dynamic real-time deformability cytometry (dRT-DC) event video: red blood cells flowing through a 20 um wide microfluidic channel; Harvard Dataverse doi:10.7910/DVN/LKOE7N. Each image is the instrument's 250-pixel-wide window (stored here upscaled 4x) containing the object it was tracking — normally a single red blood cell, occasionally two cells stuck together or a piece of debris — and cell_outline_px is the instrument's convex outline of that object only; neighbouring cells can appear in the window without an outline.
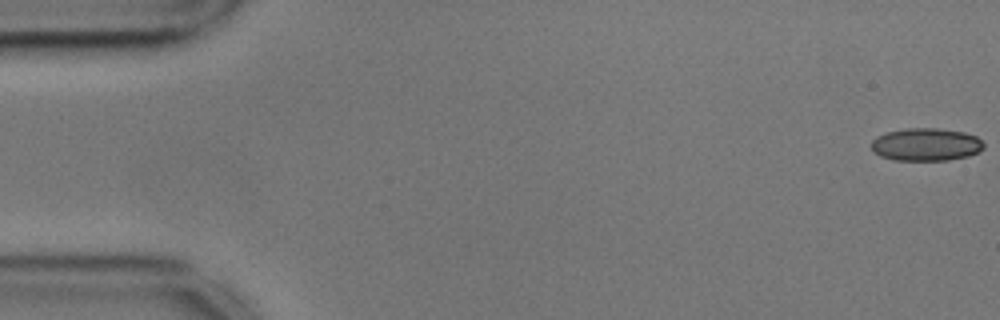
{"species": "common noctule bat (a hibernating species)", "species_latin": "Nyctalus noctula", "temperature_condition": "cold", "stored_images_in_passage": 49, "camera_frame_rate_fps": 3000, "um_per_image_px": 0.085, "animal": {"sex": "male", "body_mass_g": 17.9, "forearm_length_mm": 54.2}, "frame": {"image": 1, "passage_image": 1, "time_ms": 0.0, "image_size_px": [1000, 320], "cell_outline_px": [[984, 148], [980, 152], [968, 156], [948, 160], [892, 160], [880, 156], [872, 152], [872, 140], [876, 136], [888, 132], [904, 128], [936, 128], [964, 132], [976, 136], [984, 144]], "centroid_in_image_um": [78.7, 12.29], "position_along_channel_um": 6.3, "area_um2": 21.62}}
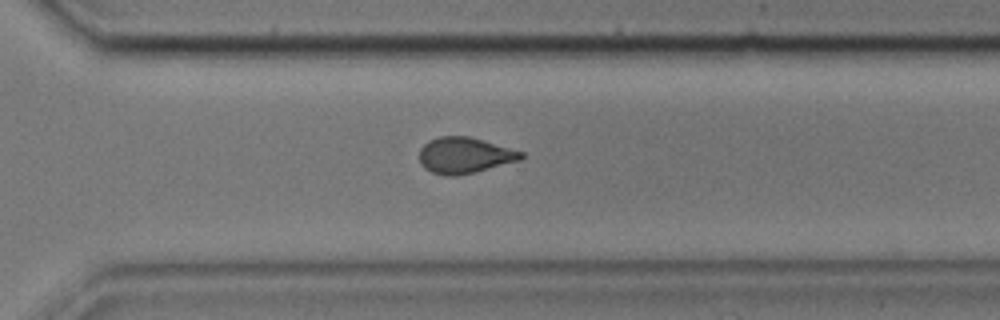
{"frame": {"image": 2, "passage_image": 39, "time_ms": 12.667, "image_size_px": [1000, 320], "cell_outline_px": [[524, 156], [520, 160], [476, 172], [456, 176], [448, 176], [432, 172], [424, 168], [420, 164], [420, 148], [428, 140], [440, 136], [468, 136], [524, 152]], "centroid_in_image_um": [39.47, 13.21], "position_along_channel_um": 331.1, "area_um2": 21.33}}
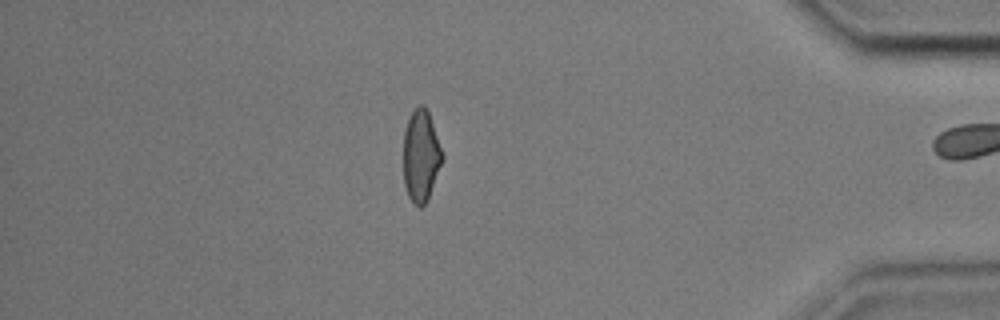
{"frame": {"image": 3, "passage_image": 48, "time_ms": 15.667, "image_size_px": [1000, 320], "cell_outline_px": [[444, 156], [428, 200], [420, 208], [408, 196], [404, 184], [404, 132], [408, 120], [412, 112], [420, 104], [424, 104], [428, 112]], "centroid_in_image_um": [35.78, 13.26], "position_along_channel_um": 399.4, "area_um2": 20.52}, "authors_computed_cell_mechanics": {"area_um2": 21.675, "velocity_mm_per_s": 3.6038, "shape_relaxation_time_tau1_ms": 9.4442, "shape_relaxation_time_tau2_ms": 1.4266, "deformation_change_tau1": 0.1663, "deformation_change_tau2": 0.0639}}